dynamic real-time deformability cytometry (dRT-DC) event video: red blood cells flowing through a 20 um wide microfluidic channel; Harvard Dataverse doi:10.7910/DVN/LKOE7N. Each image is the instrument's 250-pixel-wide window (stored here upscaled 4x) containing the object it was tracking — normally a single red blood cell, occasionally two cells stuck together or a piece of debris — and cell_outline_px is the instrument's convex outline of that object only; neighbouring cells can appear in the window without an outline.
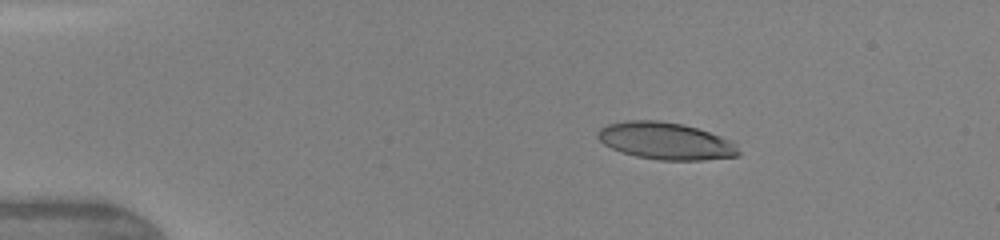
{"species": "human", "species_latin": "Homo sapiens", "temperature_condition": "warm", "stored_images_in_passage": 6, "camera_frame_rate_fps": 3000, "um_per_image_px": 0.085, "donor": {"sex": "female"}, "frame": {"image": 1, "passage_image": 2, "time_ms": 1.667, "image_size_px": [1000, 240], "cell_outline_px": [[740, 152], [736, 156], [700, 160], [660, 160], [636, 156], [612, 148], [604, 144], [596, 136], [600, 128], [608, 124], [624, 120], [660, 120], [684, 124], [720, 136], [728, 140]], "centroid_in_image_um": [56.52, 11.96], "position_along_channel_um": 28.5, "area_um2": 30.06}}
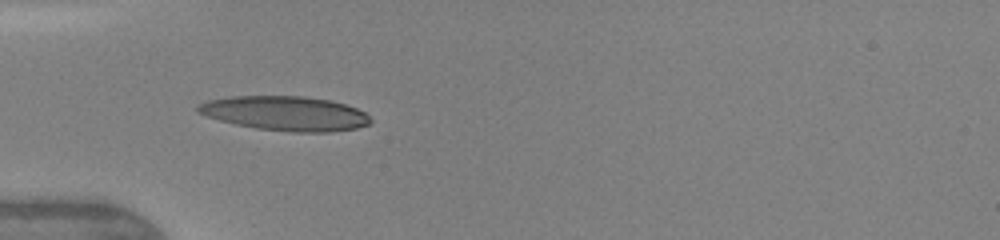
{"frame": {"image": 2, "passage_image": 5, "time_ms": 4.0, "image_size_px": [1000, 240], "cell_outline_px": [[372, 124], [356, 128], [328, 132], [292, 132], [256, 128], [236, 124], [220, 120], [196, 112], [196, 108], [200, 104], [208, 100], [232, 96], [300, 96], [328, 100], [344, 104], [356, 108], [364, 112], [372, 120]], "centroid_in_image_um": [24.26, 9.64], "position_along_channel_um": 60.7, "area_um2": 34.45}}